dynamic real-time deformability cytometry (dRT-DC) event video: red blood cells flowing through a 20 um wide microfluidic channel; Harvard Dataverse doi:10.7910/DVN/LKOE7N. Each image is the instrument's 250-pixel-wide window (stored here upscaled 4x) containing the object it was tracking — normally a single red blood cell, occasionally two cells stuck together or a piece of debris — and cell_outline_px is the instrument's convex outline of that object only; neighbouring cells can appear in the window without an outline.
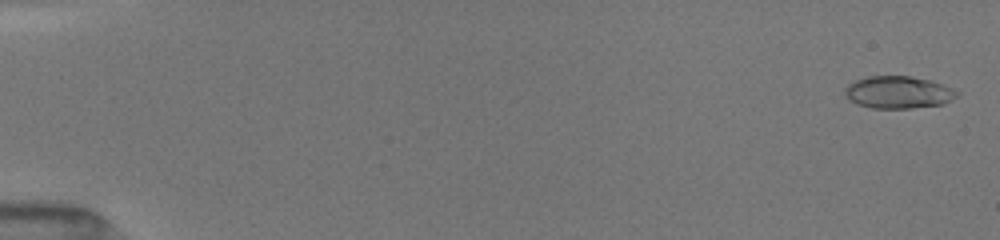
{"species": "common noctule bat (a hibernating species)", "species_latin": "Nyctalus noctula", "temperature_condition": "room temperature", "stored_images_in_passage": 23, "camera_frame_rate_fps": 3000, "um_per_image_px": 0.085, "animal": {"sex": "female", "body_mass_g": 19.5, "forearm_length_mm": 54.1}, "frame": {"image": 1, "passage_image": 1, "time_ms": 0.0, "image_size_px": [1000, 240], "cell_outline_px": [[960, 92], [956, 96], [944, 104], [912, 108], [872, 108], [856, 104], [848, 100], [844, 96], [844, 88], [848, 84], [856, 80], [868, 76], [912, 76], [932, 80], [952, 88]], "centroid_in_image_um": [76.33, 7.84], "position_along_channel_um": 8.7, "area_um2": 21.33}}
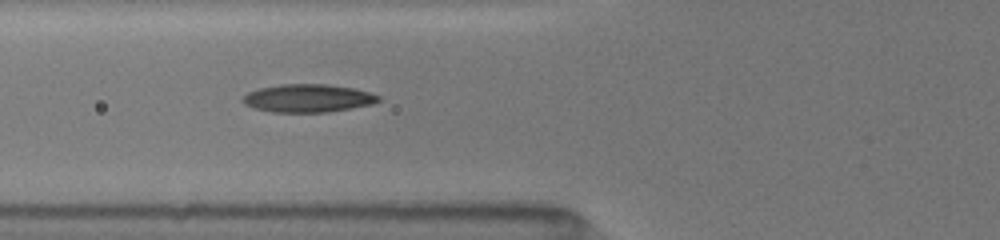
{"frame": {"image": 2, "passage_image": 16, "time_ms": 6.333, "image_size_px": [1000, 240], "cell_outline_px": [[380, 100], [372, 104], [352, 108], [328, 112], [272, 112], [252, 108], [244, 104], [240, 100], [248, 92], [260, 88], [280, 84], [328, 84], [352, 88], [368, 92], [380, 96]], "centroid_in_image_um": [26.14, 8.35], "position_along_channel_um": 99.7, "area_um2": 22.2}}
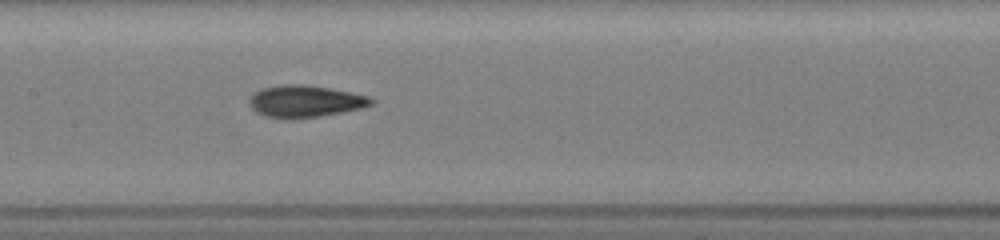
{"frame": {"image": 3, "passage_image": 23, "time_ms": 8.333, "image_size_px": [1000, 240], "cell_outline_px": [[376, 100], [372, 104], [360, 108], [344, 112], [320, 116], [264, 116], [256, 112], [248, 104], [248, 100], [260, 88], [280, 84], [304, 84], [352, 92], [368, 96]], "centroid_in_image_um": [25.95, 8.57], "position_along_channel_um": 181.4, "area_um2": 22.2}}